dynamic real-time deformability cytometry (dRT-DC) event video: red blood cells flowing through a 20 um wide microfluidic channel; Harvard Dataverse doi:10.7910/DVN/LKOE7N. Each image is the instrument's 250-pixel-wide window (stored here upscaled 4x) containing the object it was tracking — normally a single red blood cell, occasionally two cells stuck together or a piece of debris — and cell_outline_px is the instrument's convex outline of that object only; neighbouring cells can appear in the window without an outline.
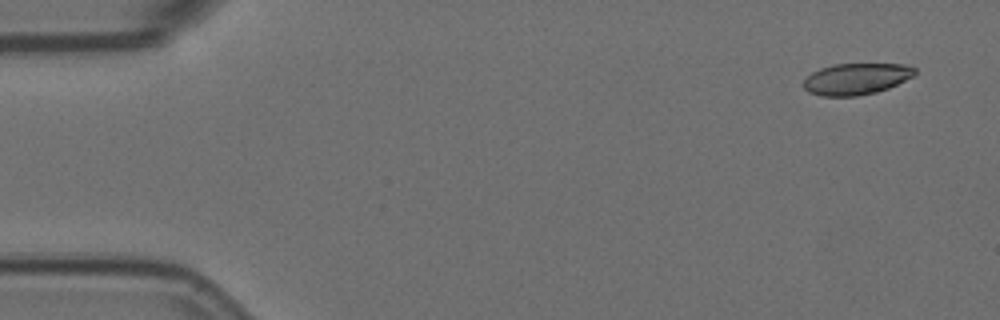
{"species": "Egyptian fruit bat (a non-hibernating species)", "species_latin": "Rousettus aegyptiacus", "temperature_condition": "room temperature", "stored_images_in_passage": 4, "camera_frame_rate_fps": 3000, "um_per_image_px": 0.085, "animal": {"sex": "female"}, "frame": {"image": 1, "passage_image": 1, "time_ms": 0.0, "image_size_px": [1000, 320], "cell_outline_px": [[916, 72], [912, 76], [888, 88], [876, 92], [856, 96], [820, 96], [808, 92], [804, 88], [804, 80], [812, 72], [820, 68], [832, 64], [904, 64], [916, 68]], "centroid_in_image_um": [72.75, 6.7], "position_along_channel_um": 12.2, "area_um2": 20.29}}